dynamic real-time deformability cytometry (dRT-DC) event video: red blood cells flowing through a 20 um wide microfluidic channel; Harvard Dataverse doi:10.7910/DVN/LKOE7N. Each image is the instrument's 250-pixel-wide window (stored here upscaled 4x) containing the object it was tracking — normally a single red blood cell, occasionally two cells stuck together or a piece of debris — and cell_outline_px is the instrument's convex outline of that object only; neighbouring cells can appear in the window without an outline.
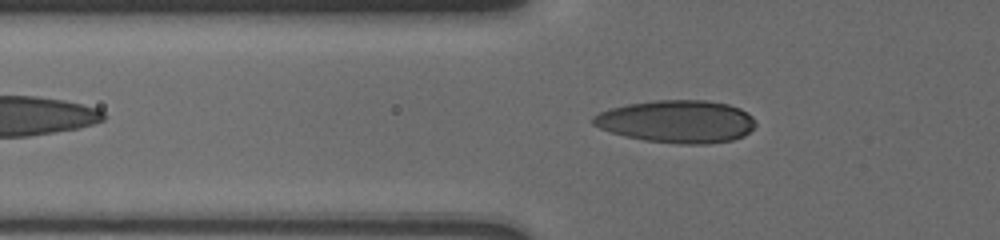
{"species": "human", "species_latin": "Homo sapiens", "temperature_condition": "cold", "stored_images_in_passage": 41, "camera_frame_rate_fps": 3000, "um_per_image_px": 0.085, "donor": {"sex": "male"}, "frame": {"image": 1, "passage_image": 11, "time_ms": 2.333, "image_size_px": [1000, 240], "cell_outline_px": [[756, 124], [744, 136], [732, 140], [708, 144], [680, 144], [644, 140], [624, 136], [600, 128], [592, 124], [592, 116], [608, 108], [628, 104], [656, 100], [704, 100], [728, 104], [740, 108], [752, 116]], "centroid_in_image_um": [57.53, 10.33], "position_along_channel_um": 68.3, "area_um2": 40.4}}
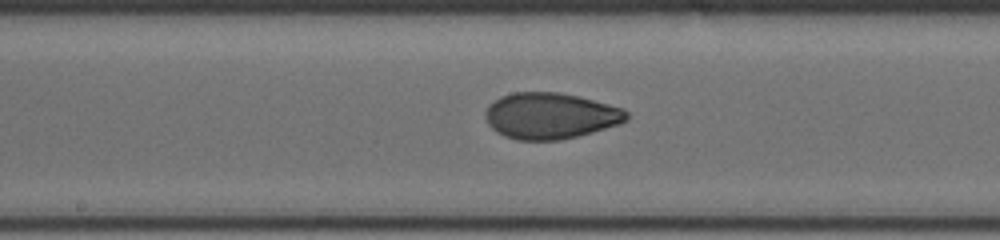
{"frame": {"image": 2, "passage_image": 19, "time_ms": 6.0, "image_size_px": [1000, 240], "cell_outline_px": [[628, 120], [620, 124], [592, 132], [560, 140], [516, 140], [504, 136], [496, 132], [488, 124], [484, 116], [484, 112], [500, 96], [512, 92], [560, 92], [580, 96], [624, 108], [628, 112]], "centroid_in_image_um": [46.8, 9.84], "position_along_channel_um": 201.4, "area_um2": 38.21}}
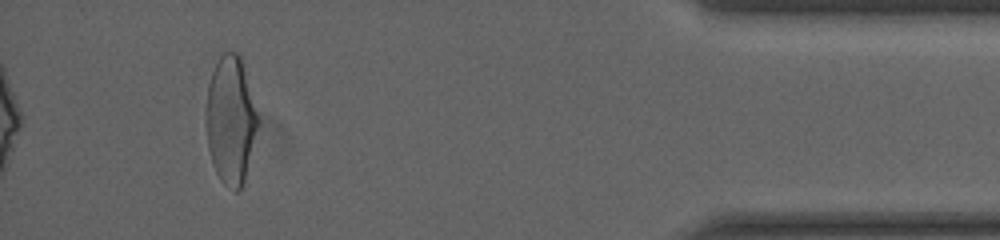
{"frame": {"image": 3, "passage_image": 41, "time_ms": 13.0, "image_size_px": [1000, 240], "cell_outline_px": [[256, 124], [244, 180], [240, 188], [236, 192], [224, 184], [220, 180], [212, 164], [208, 148], [204, 124], [204, 120], [208, 84], [212, 72], [220, 56], [224, 52], [240, 52], [256, 112]], "centroid_in_image_um": [19.53, 10.18], "position_along_channel_um": 415.7, "area_um2": 37.97}, "authors_computed_cell_mechanics": {"area_um2": 36.7608, "velocity_mm_per_s": 3.7563, "shape_relaxation_time_tau1_ms": 5.292, "shape_relaxation_time_tau2_ms": 1.2404, "deformation_change_tau1": 0.1692, "deformation_change_tau2": 0.0536}}